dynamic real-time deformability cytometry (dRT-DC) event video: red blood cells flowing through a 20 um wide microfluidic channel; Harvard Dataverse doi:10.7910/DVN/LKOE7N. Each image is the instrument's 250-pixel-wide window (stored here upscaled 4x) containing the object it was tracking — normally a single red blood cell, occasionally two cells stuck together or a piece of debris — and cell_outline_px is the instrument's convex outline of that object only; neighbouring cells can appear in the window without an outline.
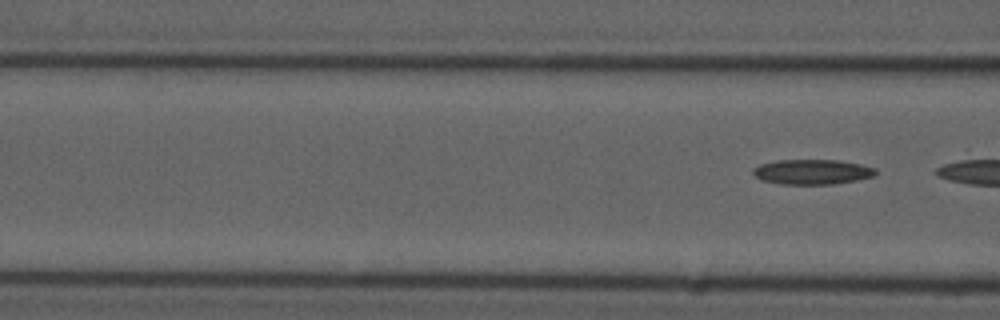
{"species": "common noctule bat (a hibernating species)", "species_latin": "Nyctalus noctula", "temperature_condition": "cold", "stored_images_in_passage": 4, "camera_frame_rate_fps": 3000, "um_per_image_px": 0.085, "animal": {"sex": "male", "forearm_length_mm": 52.5}, "frame": {"image": 1, "passage_image": 4, "time_ms": 3.667, "image_size_px": [1000, 320], "cell_outline_px": [[876, 176], [856, 180], [832, 184], [780, 184], [760, 180], [752, 172], [752, 168], [760, 164], [776, 160], [840, 160], [860, 164], [876, 168]], "centroid_in_image_um": [69.02, 14.6], "position_along_channel_um": 97.6, "area_um2": 17.98}}